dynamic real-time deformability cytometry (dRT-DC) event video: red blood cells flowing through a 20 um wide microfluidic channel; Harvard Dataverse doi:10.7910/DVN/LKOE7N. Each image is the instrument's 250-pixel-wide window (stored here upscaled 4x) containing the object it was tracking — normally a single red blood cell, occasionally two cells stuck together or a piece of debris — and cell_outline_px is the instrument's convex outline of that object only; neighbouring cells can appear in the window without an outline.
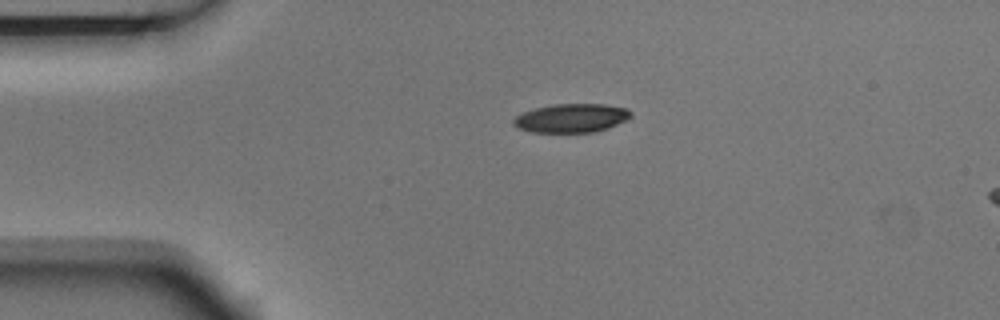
{"species": "Egyptian fruit bat (a non-hibernating species)", "species_latin": "Rousettus aegyptiacus", "temperature_condition": "room temperature", "stored_images_in_passage": 2, "camera_frame_rate_fps": 3000, "um_per_image_px": 0.085, "animal": {"sex": "male"}, "frame": {"image": 1, "passage_image": 1, "time_ms": 0.0, "image_size_px": [1000, 320], "cell_outline_px": [[632, 116], [608, 128], [596, 132], [532, 132], [516, 128], [512, 124], [512, 120], [516, 116], [524, 112], [536, 108], [552, 104], [604, 104], [628, 108], [632, 112]], "centroid_in_image_um": [48.56, 10.04], "position_along_channel_um": 36.4, "area_um2": 19.71}}